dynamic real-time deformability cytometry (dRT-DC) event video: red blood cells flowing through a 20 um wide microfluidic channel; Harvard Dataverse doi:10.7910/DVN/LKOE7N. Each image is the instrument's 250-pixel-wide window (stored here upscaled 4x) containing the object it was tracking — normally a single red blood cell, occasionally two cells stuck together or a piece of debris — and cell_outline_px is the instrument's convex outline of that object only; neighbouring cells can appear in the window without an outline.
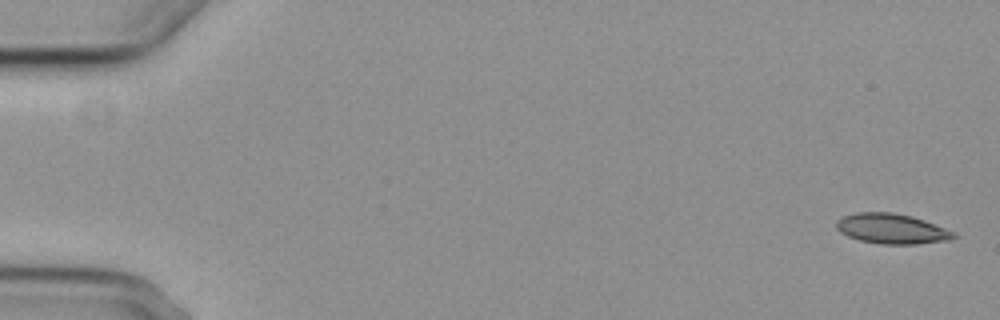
{"species": "common noctule bat (a hibernating species)", "species_latin": "Nyctalus noctula", "temperature_condition": "cold", "stored_images_in_passage": 4, "camera_frame_rate_fps": 3000, "um_per_image_px": 0.085, "animal": {"sex": "female", "body_mass_g": 29.2, "forearm_length_mm": 56.3}, "frame": {"image": 1, "passage_image": 1, "time_ms": 0.0, "image_size_px": [1000, 320], "cell_outline_px": [[960, 236], [948, 240], [916, 244], [880, 244], [860, 240], [848, 236], [840, 232], [836, 228], [836, 220], [840, 216], [856, 212], [892, 212], [912, 216], [924, 220], [956, 232]], "centroid_in_image_um": [75.79, 19.43], "position_along_channel_um": 9.2, "area_um2": 20.81}}